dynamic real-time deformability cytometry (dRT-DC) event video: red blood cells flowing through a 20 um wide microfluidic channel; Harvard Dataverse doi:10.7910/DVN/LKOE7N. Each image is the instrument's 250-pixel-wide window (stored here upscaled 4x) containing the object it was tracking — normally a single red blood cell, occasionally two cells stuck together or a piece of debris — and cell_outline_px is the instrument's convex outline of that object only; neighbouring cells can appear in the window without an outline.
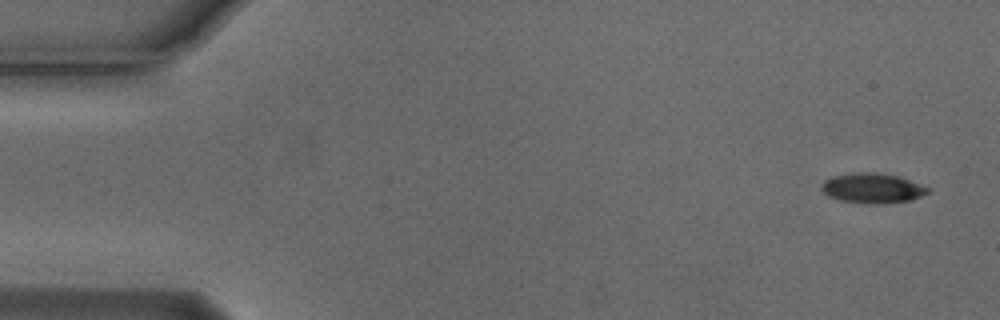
{"species": "Egyptian fruit bat (a non-hibernating species)", "species_latin": "Rousettus aegyptiacus", "temperature_condition": "cold", "stored_images_in_passage": 4, "camera_frame_rate_fps": 3000, "um_per_image_px": 0.085, "animal": {"sex": "male"}, "frame": {"image": 1, "passage_image": 1, "time_ms": 0.0, "image_size_px": [1000, 320], "cell_outline_px": [[928, 192], [912, 200], [884, 204], [872, 204], [840, 200], [828, 196], [820, 188], [820, 184], [824, 180], [832, 176], [852, 172], [876, 172], [900, 176], [928, 188]], "centroid_in_image_um": [74.11, 15.98], "position_along_channel_um": 10.9, "area_um2": 18.67}}
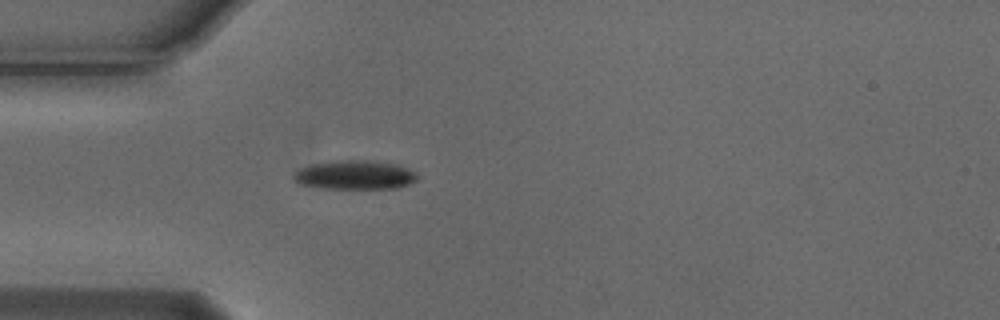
{"frame": {"image": 2, "passage_image": 4, "time_ms": 1.0, "image_size_px": [1000, 320], "cell_outline_px": [[420, 176], [416, 180], [408, 184], [396, 188], [324, 188], [300, 184], [292, 176], [300, 168], [312, 164], [336, 160], [372, 160], [396, 164], [408, 168], [416, 172]], "centroid_in_image_um": [30.21, 14.86], "position_along_channel_um": 54.8, "area_um2": 20.87}}